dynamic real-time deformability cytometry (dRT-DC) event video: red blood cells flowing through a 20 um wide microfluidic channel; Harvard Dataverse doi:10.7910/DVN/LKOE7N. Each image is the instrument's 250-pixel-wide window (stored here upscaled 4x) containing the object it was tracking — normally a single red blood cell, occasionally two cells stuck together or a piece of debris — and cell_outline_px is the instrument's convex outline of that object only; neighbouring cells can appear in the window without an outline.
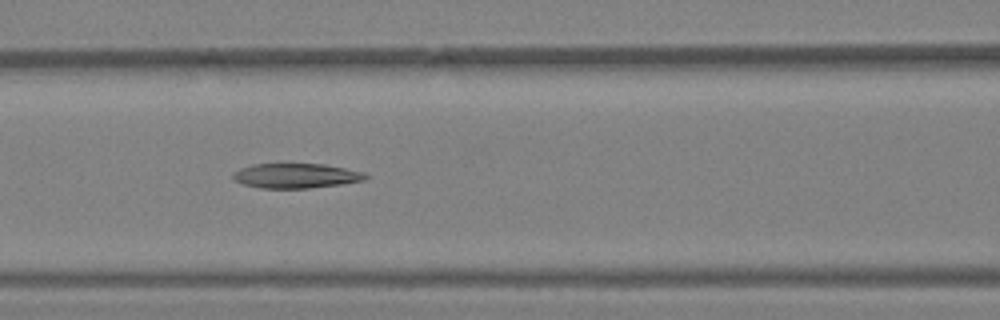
{"species": "Egyptian fruit bat (a non-hibernating species)", "species_latin": "Rousettus aegyptiacus", "temperature_condition": "warm", "stored_images_in_passage": 30, "camera_frame_rate_fps": 3000, "um_per_image_px": 0.085, "animal": {"sex": "female"}, "frame": {"image": 1, "passage_image": 8, "time_ms": 2.333, "image_size_px": [1000, 320], "cell_outline_px": [[368, 176], [364, 180], [340, 184], [308, 188], [260, 188], [244, 184], [232, 180], [232, 172], [240, 168], [252, 164], [324, 164], [364, 172]], "centroid_in_image_um": [25.1, 14.94], "position_along_channel_um": 141.5, "area_um2": 19.07}}
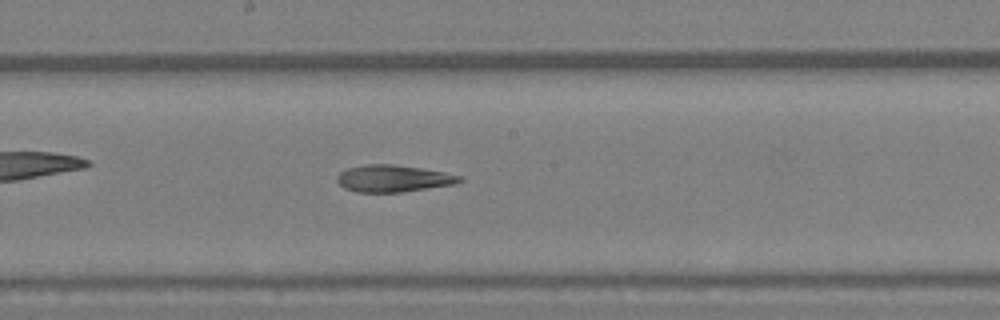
{"frame": {"image": 2, "passage_image": 12, "time_ms": 3.667, "image_size_px": [1000, 320], "cell_outline_px": [[464, 180], [456, 184], [400, 192], [356, 192], [344, 188], [336, 180], [336, 176], [340, 172], [348, 168], [364, 164], [392, 164], [420, 168], [444, 172], [460, 176]], "centroid_in_image_um": [33.4, 15.17], "position_along_channel_um": 214.8, "area_um2": 19.19}}
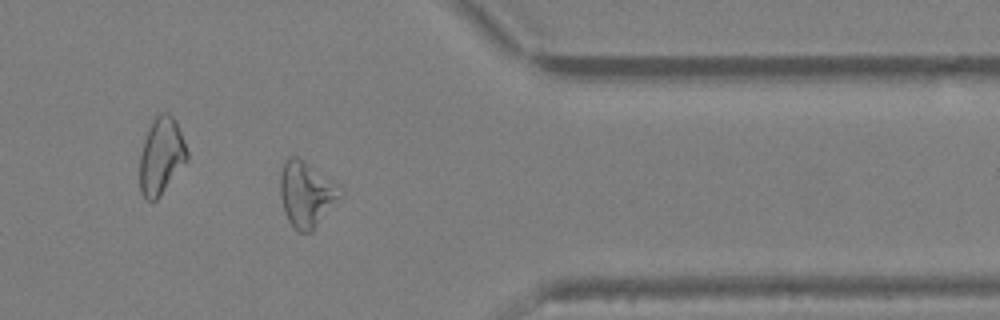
{"frame": {"image": 3, "passage_image": 22, "time_ms": 7.0, "image_size_px": [1000, 320], "cell_outline_px": [[344, 192], [312, 232], [300, 232], [288, 220], [284, 212], [280, 196], [280, 172], [284, 160], [288, 156], [296, 156], [304, 160], [340, 184], [344, 188]], "centroid_in_image_um": [26.06, 16.45], "position_along_channel_um": 385.3, "area_um2": 23.24}}